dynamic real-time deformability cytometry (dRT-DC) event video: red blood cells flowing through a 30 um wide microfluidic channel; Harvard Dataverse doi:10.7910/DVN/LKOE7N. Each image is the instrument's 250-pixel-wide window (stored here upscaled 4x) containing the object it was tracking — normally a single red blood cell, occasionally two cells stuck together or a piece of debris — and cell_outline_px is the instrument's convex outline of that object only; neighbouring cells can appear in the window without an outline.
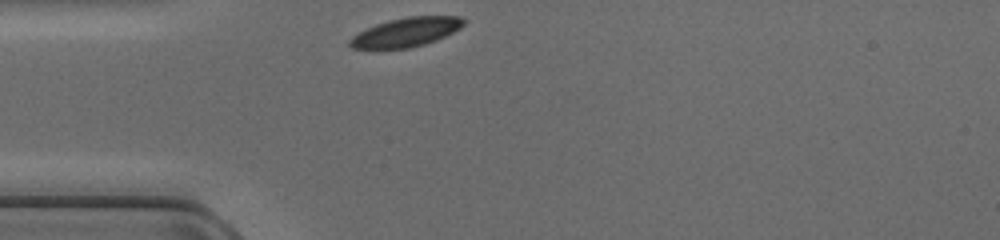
{"species": "common noctule bat (a hibernating species)", "species_latin": "Nyctalus noctula", "temperature_condition": "cold", "stored_images_in_passage": 26, "camera_frame_rate_fps": 3000, "um_per_image_px": 0.085, "animal": {"sex": "female", "body_mass_g": 17.0, "forearm_length_mm": 48.0}, "frame": {"image": 1, "passage_image": 1, "time_ms": 0.0, "image_size_px": [1000, 240], "cell_outline_px": [[464, 24], [460, 28], [436, 40], [424, 44], [408, 48], [352, 48], [348, 44], [348, 40], [352, 36], [376, 24], [388, 20], [408, 16], [460, 16], [464, 20]], "centroid_in_image_um": [34.51, 2.72], "position_along_channel_um": 50.5, "area_um2": 19.02}}
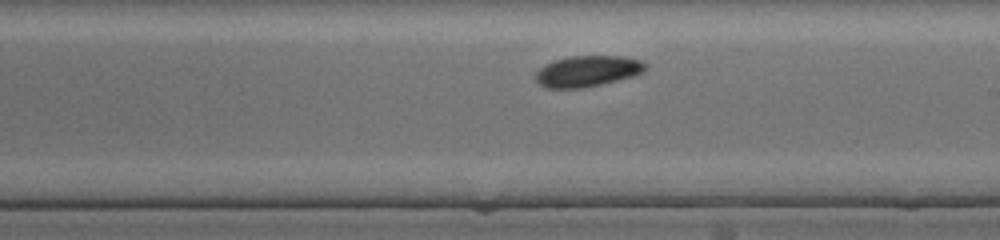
{"frame": {"image": 2, "passage_image": 15, "time_ms": 4.667, "image_size_px": [1000, 240], "cell_outline_px": [[648, 68], [644, 72], [632, 76], [584, 88], [548, 88], [540, 84], [536, 80], [536, 72], [540, 68], [556, 60], [568, 56], [624, 56], [640, 60], [648, 64]], "centroid_in_image_um": [49.98, 6.04], "position_along_channel_um": 239.0, "area_um2": 19.71}}
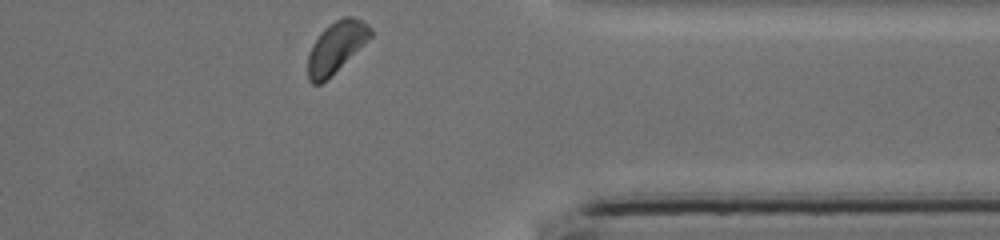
{"frame": {"image": 3, "passage_image": 26, "time_ms": 8.333, "image_size_px": [1000, 240], "cell_outline_px": [[372, 36], [364, 44], [320, 84], [312, 84], [308, 80], [308, 52], [312, 44], [320, 32], [328, 24], [344, 16], [352, 16], [368, 24], [372, 28]], "centroid_in_image_um": [28.55, 3.97], "position_along_channel_um": 382.8, "area_um2": 18.38}}